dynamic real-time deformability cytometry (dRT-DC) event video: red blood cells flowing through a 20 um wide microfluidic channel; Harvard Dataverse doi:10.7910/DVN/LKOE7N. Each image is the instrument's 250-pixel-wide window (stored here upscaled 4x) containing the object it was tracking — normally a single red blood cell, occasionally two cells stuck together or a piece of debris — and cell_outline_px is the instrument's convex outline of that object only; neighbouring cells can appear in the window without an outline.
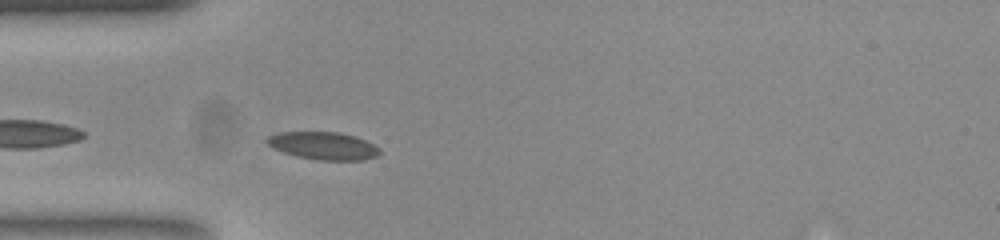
{"species": "common noctule bat (a hibernating species)", "species_latin": "Nyctalus noctula", "temperature_condition": "room temperature", "stored_images_in_passage": 35, "camera_frame_rate_fps": 3000, "um_per_image_px": 0.085, "animal": {"sex": "female", "body_mass_g": 23.0, "forearm_length_mm": 53.4}, "frame": {"image": 1, "passage_image": 3, "time_ms": 0.667, "image_size_px": [1000, 240], "cell_outline_px": [[380, 152], [376, 156], [360, 160], [320, 160], [300, 156], [284, 152], [268, 144], [264, 140], [268, 136], [284, 132], [336, 132], [352, 136], [364, 140], [372, 144]], "centroid_in_image_um": [27.46, 12.38], "position_along_channel_um": 57.5, "area_um2": 17.51}}
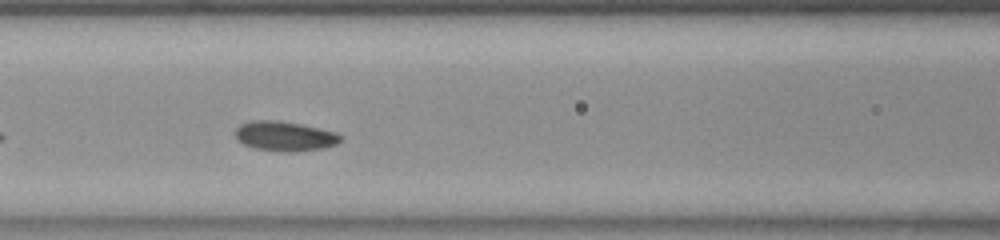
{"frame": {"image": 2, "passage_image": 10, "time_ms": 3.0, "image_size_px": [1000, 240], "cell_outline_px": [[344, 140], [336, 144], [324, 148], [296, 152], [284, 152], [256, 148], [244, 144], [236, 136], [236, 128], [240, 124], [256, 120], [272, 120], [296, 124], [316, 128], [332, 132], [344, 136]], "centroid_in_image_um": [24.23, 11.59], "position_along_channel_um": 142.4, "area_um2": 17.86}}
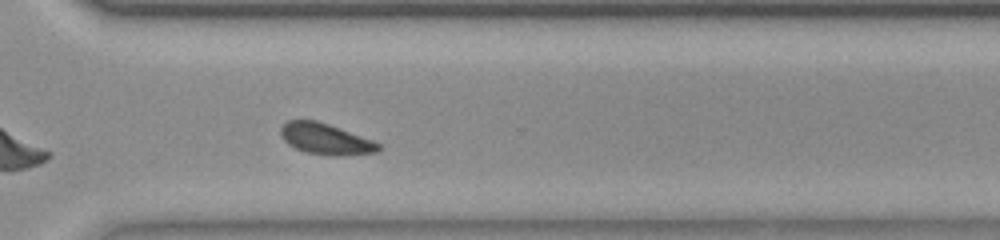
{"frame": {"image": 3, "passage_image": 26, "time_ms": 8.333, "image_size_px": [1000, 240], "cell_outline_px": [[380, 152], [344, 156], [332, 156], [308, 152], [296, 148], [288, 144], [284, 140], [280, 132], [280, 128], [288, 120], [316, 120], [328, 124], [372, 140], [380, 144]], "centroid_in_image_um": [27.69, 11.82], "position_along_channel_um": 342.9, "area_um2": 17.57}, "authors_computed_cell_mechanics": {"area_um2": 17.2822, "velocity_mm_per_s": 3.7639, "shape_relaxation_time_tau1_ms": 1.8419, "shape_relaxation_time_tau2_ms": 4.8621, "deformation_change_tau1": 0.0907, "deformation_change_tau2": 0.0954}}